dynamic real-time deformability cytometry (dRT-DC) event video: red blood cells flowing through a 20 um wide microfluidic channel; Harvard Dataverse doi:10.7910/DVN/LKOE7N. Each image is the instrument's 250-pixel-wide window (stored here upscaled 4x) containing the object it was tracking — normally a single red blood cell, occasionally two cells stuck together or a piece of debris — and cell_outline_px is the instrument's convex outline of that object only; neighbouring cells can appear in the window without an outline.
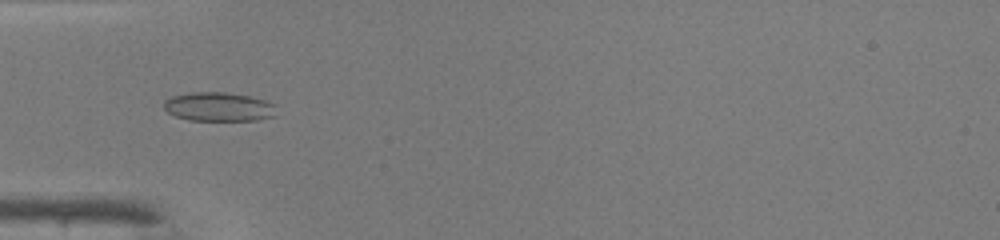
{"species": "common noctule bat (a hibernating species)", "species_latin": "Nyctalus noctula", "temperature_condition": "warm", "stored_images_in_passage": 40, "camera_frame_rate_fps": 3000, "um_per_image_px": 0.085, "animal": {"sex": "male", "body_mass_g": 19.0, "forearm_length_mm": 50.8}, "frame": {"image": 1, "passage_image": 8, "time_ms": 2.333, "image_size_px": [1000, 240], "cell_outline_px": [[276, 116], [256, 120], [188, 120], [176, 116], [168, 112], [164, 108], [164, 100], [172, 96], [192, 92], [224, 92], [248, 96], [264, 100], [276, 104]], "centroid_in_image_um": [18.61, 9.08], "position_along_channel_um": 66.4, "area_um2": 19.02}}
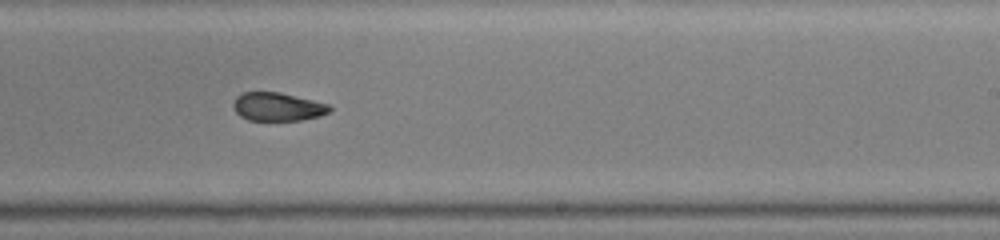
{"frame": {"image": 2, "passage_image": 22, "time_ms": 7.0, "image_size_px": [1000, 240], "cell_outline_px": [[332, 108], [328, 112], [320, 116], [300, 120], [248, 120], [240, 116], [236, 112], [232, 104], [236, 96], [244, 92], [280, 92], [328, 104]], "centroid_in_image_um": [23.57, 9.07], "position_along_channel_um": 265.4, "area_um2": 15.84}}
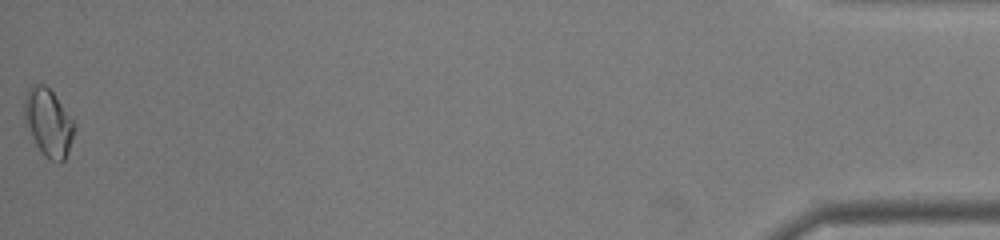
{"frame": {"image": 3, "passage_image": 40, "time_ms": 13.0, "image_size_px": [1000, 240], "cell_outline_px": [[76, 128], [68, 152], [64, 160], [60, 164], [48, 160], [44, 156], [28, 132], [24, 116], [24, 100], [28, 88], [32, 84], [44, 84], [52, 92], [76, 124]], "centroid_in_image_um": [4.11, 10.45], "position_along_channel_um": 431.1, "area_um2": 19.83}, "authors_computed_cell_mechanics": {"area_um2": 17.2822, "velocity_mm_per_s": 4.2941, "shape_relaxation_time_tau1_ms": null, "shape_relaxation_time_tau2_ms": 1.5618, "deformation_change_tau1": null, "deformation_change_tau2": 0.059}}